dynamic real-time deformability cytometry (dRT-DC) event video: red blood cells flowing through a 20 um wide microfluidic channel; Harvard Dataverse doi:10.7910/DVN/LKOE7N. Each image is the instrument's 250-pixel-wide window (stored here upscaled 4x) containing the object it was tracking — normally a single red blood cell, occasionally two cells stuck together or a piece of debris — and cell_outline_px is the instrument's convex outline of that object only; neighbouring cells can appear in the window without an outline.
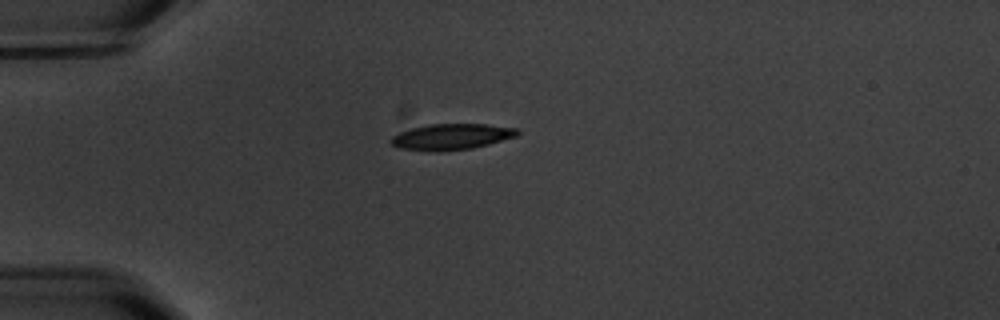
{"species": "common noctule bat (a hibernating species)", "species_latin": "Nyctalus noctula", "temperature_condition": "warm", "stored_images_in_passage": 7, "camera_frame_rate_fps": 3000, "um_per_image_px": 0.085, "animal": {"sex": "male", "body_mass_g": 20.1, "forearm_length_mm": 53.5}, "frame": {"image": 1, "passage_image": 1, "time_ms": 0.0, "image_size_px": [1000, 320], "cell_outline_px": [[520, 132], [516, 136], [488, 144], [472, 148], [440, 152], [428, 152], [400, 148], [392, 144], [388, 140], [392, 136], [400, 132], [412, 128], [428, 124], [484, 124], [516, 128]], "centroid_in_image_um": [38.32, 11.63], "position_along_channel_um": 46.7, "area_um2": 19.19}}
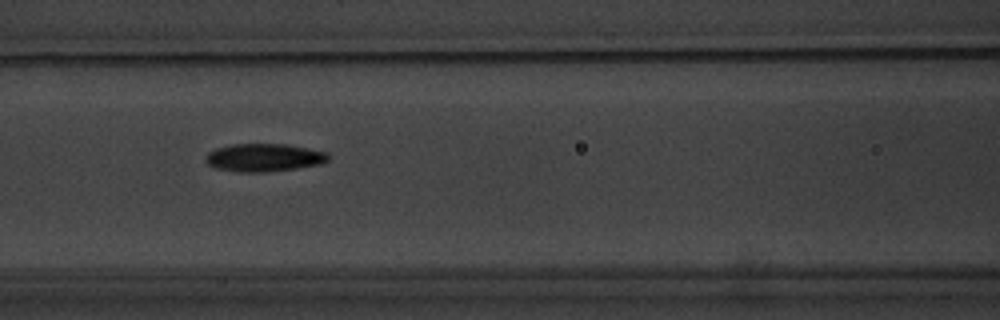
{"frame": {"image": 2, "passage_image": 4, "time_ms": 3.333, "image_size_px": [1000, 320], "cell_outline_px": [[328, 160], [320, 164], [296, 168], [264, 172], [236, 172], [216, 168], [208, 164], [204, 160], [204, 156], [208, 152], [216, 148], [232, 144], [284, 144], [308, 148], [328, 152]], "centroid_in_image_um": [22.4, 13.39], "position_along_channel_um": 144.2, "area_um2": 20.0}}
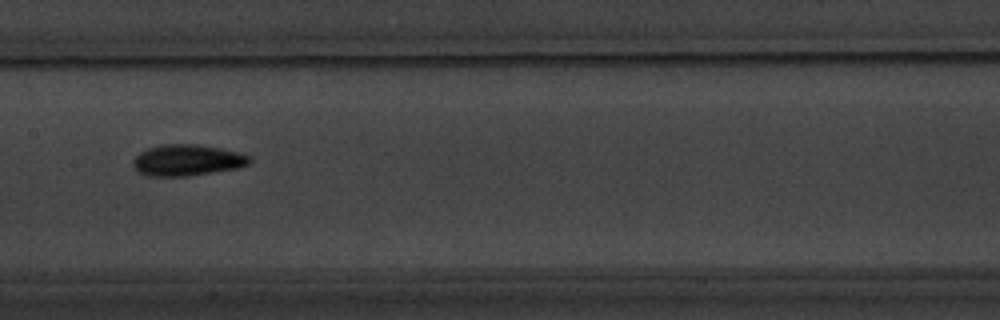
{"frame": {"image": 3, "passage_image": 5, "time_ms": 4.667, "image_size_px": [1000, 320], "cell_outline_px": [[252, 160], [248, 164], [240, 168], [188, 176], [148, 176], [140, 172], [132, 164], [132, 160], [140, 152], [148, 148], [160, 144], [196, 144], [244, 152], [252, 156]], "centroid_in_image_um": [15.97, 13.61], "position_along_channel_um": 191.4, "area_um2": 21.5}}